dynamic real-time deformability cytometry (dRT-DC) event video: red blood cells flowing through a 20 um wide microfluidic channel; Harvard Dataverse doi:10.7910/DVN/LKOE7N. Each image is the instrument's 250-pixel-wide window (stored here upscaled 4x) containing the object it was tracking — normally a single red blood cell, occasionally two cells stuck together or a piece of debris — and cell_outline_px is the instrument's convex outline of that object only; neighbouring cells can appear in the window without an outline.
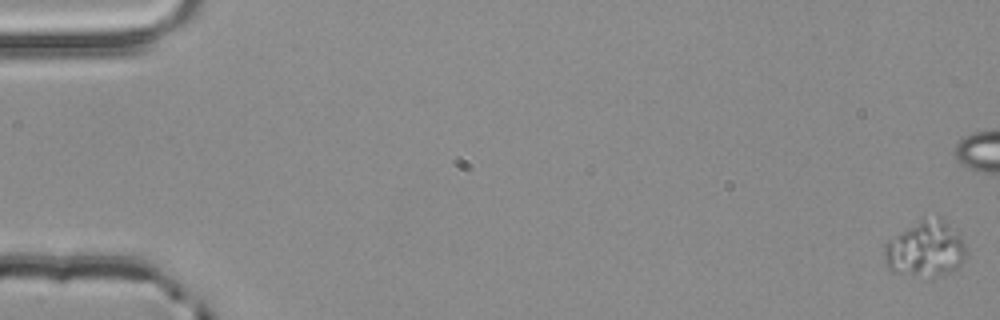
{"species": "common noctule bat (a hibernating species)", "species_latin": "Nyctalus noctula", "temperature_condition": "room temperature", "stored_images_in_passage": 29, "camera_frame_rate_fps": 3000, "um_per_image_px": 0.085, "animal": {"sex": "male", "body_mass_g": 20.4}, "frame": {"image": 1, "passage_image": 1, "time_ms": 0.0, "image_size_px": [1000, 320], "cell_outline_px": [[968, 260], [956, 268], [940, 276], [912, 276], [892, 272], [884, 264], [884, 244], [888, 240], [924, 216], [940, 216], [960, 232], [964, 240], [968, 252]], "centroid_in_image_um": [78.71, 21.15], "position_along_channel_um": 6.3, "area_um2": 27.69}}
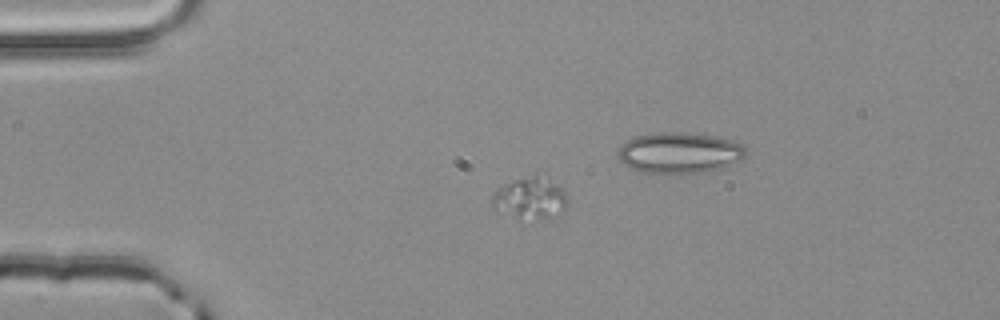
{"frame": {"image": 2, "passage_image": 15, "time_ms": 4.667, "image_size_px": [1000, 320], "cell_outline_px": [[568, 204], [556, 216], [520, 220], [496, 212], [492, 208], [492, 196], [496, 188], [500, 184], [536, 172], [560, 188], [564, 192], [568, 200]], "centroid_in_image_um": [44.97, 16.84], "position_along_channel_um": 40.0, "area_um2": 18.84}}